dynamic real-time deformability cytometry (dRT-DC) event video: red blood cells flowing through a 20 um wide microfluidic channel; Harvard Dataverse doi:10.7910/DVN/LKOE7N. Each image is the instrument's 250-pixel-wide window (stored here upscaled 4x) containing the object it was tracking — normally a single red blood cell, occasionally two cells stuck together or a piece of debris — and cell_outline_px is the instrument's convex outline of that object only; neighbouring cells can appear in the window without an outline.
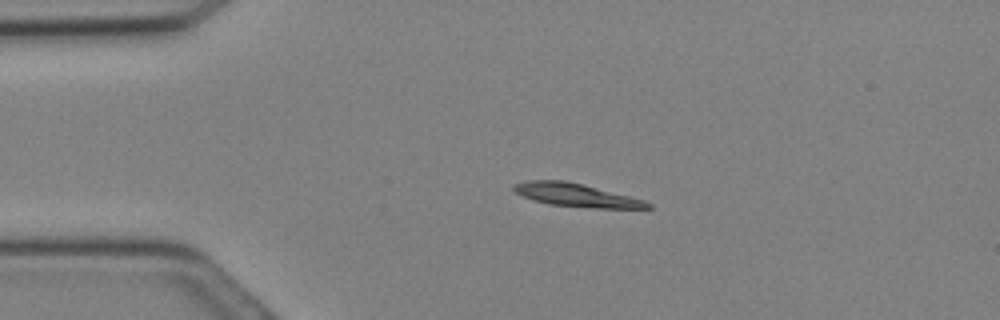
{"species": "Egyptian fruit bat (a non-hibernating species)", "species_latin": "Rousettus aegyptiacus", "temperature_condition": "cold", "stored_images_in_passage": 15, "camera_frame_rate_fps": 3000, "um_per_image_px": 0.085, "animal": {"sex": "female"}, "frame": {"image": 1, "passage_image": 3, "time_ms": 0.667, "image_size_px": [1000, 320], "cell_outline_px": [[652, 208], [588, 208], [548, 204], [532, 200], [516, 192], [512, 188], [512, 184], [528, 180], [564, 180], [644, 200], [652, 204]], "centroid_in_image_um": [48.92, 16.59], "position_along_channel_um": 36.1, "area_um2": 17.86}}
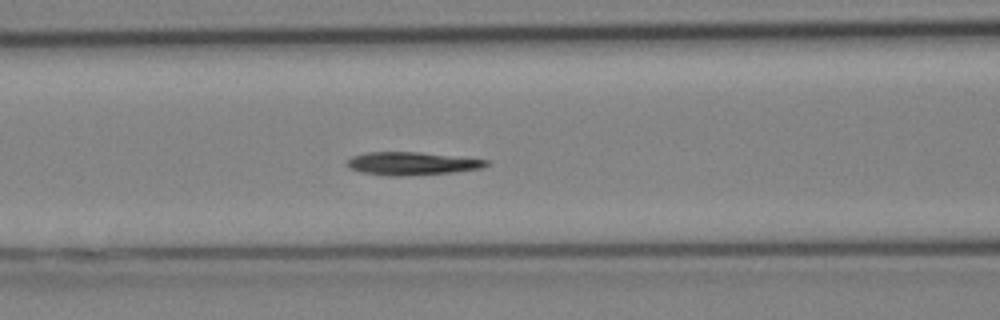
{"frame": {"image": 2, "passage_image": 9, "time_ms": 2.667, "image_size_px": [1000, 320], "cell_outline_px": [[488, 164], [480, 168], [452, 172], [404, 176], [388, 176], [360, 172], [348, 168], [344, 164], [352, 156], [364, 152], [420, 152], [488, 160]], "centroid_in_image_um": [34.91, 13.9], "position_along_channel_um": 131.7, "area_um2": 18.67}}
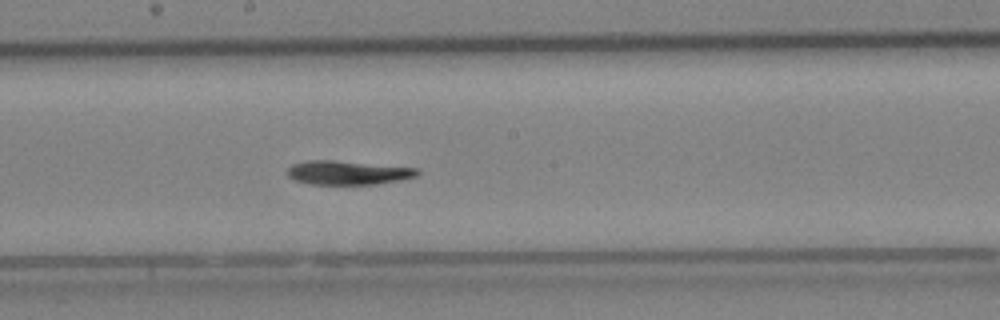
{"frame": {"image": 3, "passage_image": 13, "time_ms": 4.0, "image_size_px": [1000, 320], "cell_outline_px": [[420, 172], [416, 176], [400, 180], [376, 184], [308, 184], [296, 180], [288, 176], [288, 168], [292, 164], [308, 160], [332, 160], [420, 168]], "centroid_in_image_um": [29.58, 14.67], "position_along_channel_um": 218.6, "area_um2": 18.09}}